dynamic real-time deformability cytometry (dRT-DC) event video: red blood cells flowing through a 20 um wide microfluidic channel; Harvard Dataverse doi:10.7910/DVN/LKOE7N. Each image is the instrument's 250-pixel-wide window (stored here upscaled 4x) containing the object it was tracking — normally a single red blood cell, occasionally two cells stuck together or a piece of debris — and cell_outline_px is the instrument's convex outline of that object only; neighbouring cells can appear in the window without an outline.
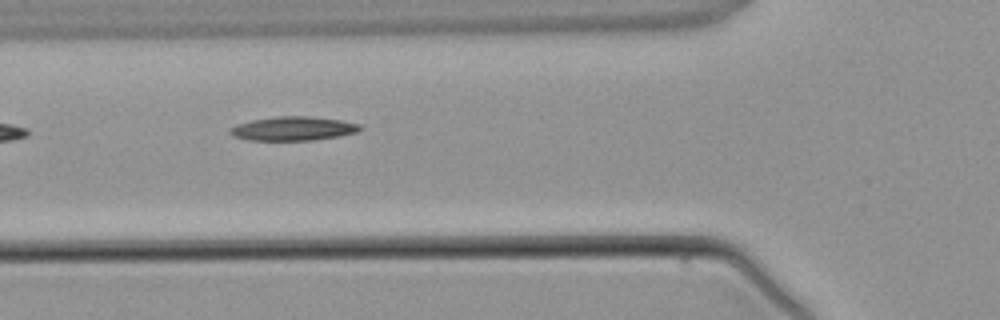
{"species": "common noctule bat (a hibernating species)", "species_latin": "Nyctalus noctula", "temperature_condition": "warm", "stored_images_in_passage": 5, "camera_frame_rate_fps": 3000, "um_per_image_px": 0.085, "animal": {"sex": "male", "body_mass_g": 21.5, "forearm_length_mm": 52.0}, "frame": {"image": 1, "passage_image": 5, "time_ms": 4.667, "image_size_px": [1000, 320], "cell_outline_px": [[360, 128], [356, 132], [340, 136], [312, 140], [248, 140], [232, 136], [228, 132], [228, 128], [236, 124], [252, 120], [276, 116], [308, 116], [340, 120], [360, 124]], "centroid_in_image_um": [24.85, 10.93], "position_along_channel_um": 101.0, "area_um2": 18.15}}